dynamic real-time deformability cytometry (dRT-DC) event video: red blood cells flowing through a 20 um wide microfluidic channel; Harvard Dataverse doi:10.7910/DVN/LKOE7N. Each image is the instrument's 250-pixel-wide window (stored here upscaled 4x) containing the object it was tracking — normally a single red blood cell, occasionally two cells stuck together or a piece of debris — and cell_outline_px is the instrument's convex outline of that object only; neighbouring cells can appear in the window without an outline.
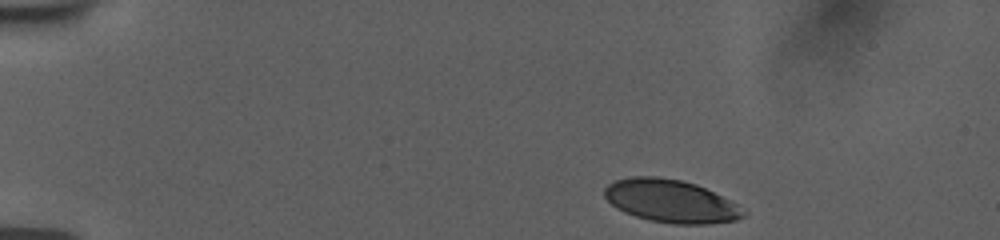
{"species": "human", "species_latin": "Homo sapiens", "temperature_condition": "room temperature", "stored_images_in_passage": 47, "camera_frame_rate_fps": 3000, "um_per_image_px": 0.085, "donor": {"sex": "female"}, "frame": {"image": 1, "passage_image": 1, "time_ms": 0.0, "image_size_px": [1000, 240], "cell_outline_px": [[744, 216], [736, 220], [708, 224], [672, 224], [652, 220], [636, 216], [624, 212], [616, 208], [604, 196], [604, 188], [608, 184], [616, 180], [628, 176], [656, 176], [680, 180], [696, 184], [732, 200], [744, 212]], "centroid_in_image_um": [57.0, 17.08], "position_along_channel_um": 28.0, "area_um2": 34.62}}
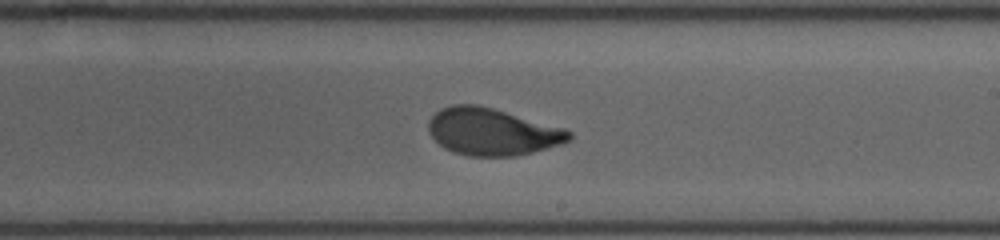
{"frame": {"image": 2, "passage_image": 26, "time_ms": 8.333, "image_size_px": [1000, 240], "cell_outline_px": [[572, 140], [560, 144], [532, 152], [516, 156], [468, 156], [452, 152], [444, 148], [428, 132], [428, 120], [440, 108], [452, 104], [476, 104], [492, 108], [564, 128], [572, 132]], "centroid_in_image_um": [41.81, 11.2], "position_along_channel_um": 247.2, "area_um2": 38.55}}
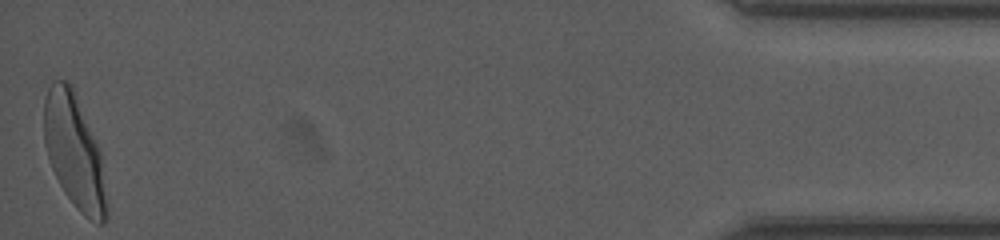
{"frame": {"image": 3, "passage_image": 47, "time_ms": 15.333, "image_size_px": [1000, 240], "cell_outline_px": [[108, 216], [104, 224], [96, 224], [84, 216], [76, 208], [64, 192], [52, 168], [44, 144], [44, 100], [48, 88], [52, 80], [64, 80], [72, 84], [100, 148], [108, 208]], "centroid_in_image_um": [6.33, 12.89], "position_along_channel_um": 428.9, "area_um2": 42.02}, "authors_computed_cell_mechanics": {"area_um2": 38.5526, "velocity_mm_per_s": 3.7468, "shape_relaxation_time_tau1_ms": 4.7475, "shape_relaxation_time_tau2_ms": 0.7392, "deformation_change_tau1": 0.2123, "deformation_change_tau2": 0.0683}}